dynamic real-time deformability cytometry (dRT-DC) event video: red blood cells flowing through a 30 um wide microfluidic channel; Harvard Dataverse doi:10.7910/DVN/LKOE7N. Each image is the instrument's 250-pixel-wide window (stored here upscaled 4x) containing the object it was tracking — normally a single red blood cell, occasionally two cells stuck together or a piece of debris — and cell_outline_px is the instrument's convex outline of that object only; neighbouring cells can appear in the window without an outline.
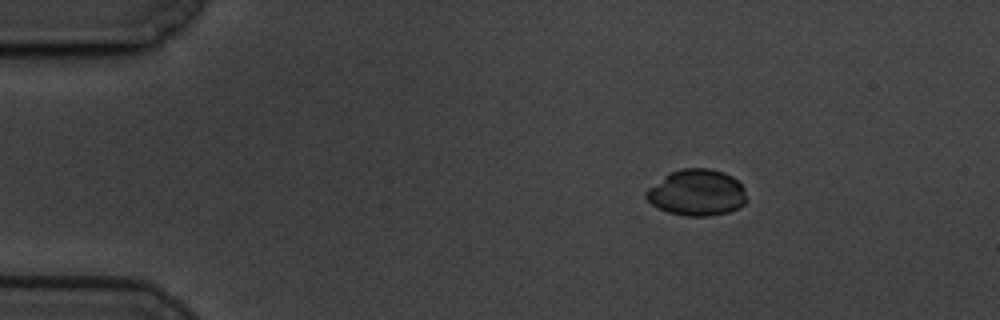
{"species": "common noctule bat (a hibernating species)", "species_latin": "Nyctalus noctula", "temperature_condition": "cold", "stored_images_in_passage": 59, "camera_frame_rate_fps": 3000, "um_per_image_px": 0.085, "animal": {"sex": "male", "body_mass_g": 19.5, "forearm_length_mm": 54.6}, "frame": {"image": 1, "passage_image": 9, "time_ms": 2.667, "image_size_px": [1000, 320], "cell_outline_px": [[748, 200], [740, 208], [728, 212], [708, 216], [684, 216], [668, 212], [652, 204], [644, 196], [644, 192], [648, 188], [664, 176], [680, 168], [708, 168], [724, 172], [732, 176], [744, 188]], "centroid_in_image_um": [59.25, 16.38], "position_along_channel_um": 25.8, "area_um2": 27.22}}
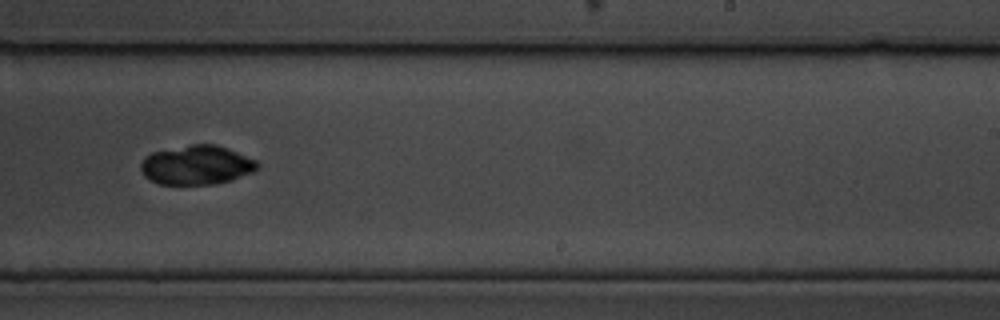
{"frame": {"image": 2, "passage_image": 37, "time_ms": 12.0, "image_size_px": [1000, 320], "cell_outline_px": [[260, 164], [252, 172], [232, 180], [216, 184], [160, 184], [148, 180], [144, 176], [140, 168], [140, 164], [144, 156], [152, 152], [192, 144], [216, 144], [228, 148], [256, 160]], "centroid_in_image_um": [16.69, 14.03], "position_along_channel_um": 272.3, "area_um2": 26.76}}
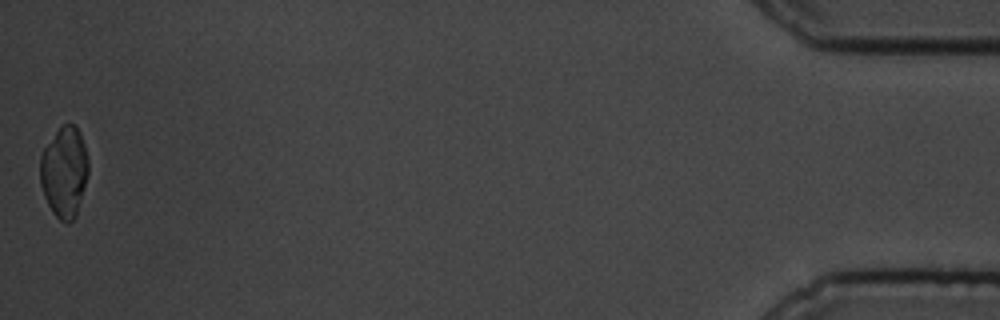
{"frame": {"image": 3, "passage_image": 59, "time_ms": 19.333, "image_size_px": [1000, 320], "cell_outline_px": [[88, 172], [76, 216], [68, 224], [60, 220], [52, 212], [44, 196], [40, 184], [40, 156], [44, 148], [56, 132], [64, 124], [72, 124], [80, 132], [88, 156]], "centroid_in_image_um": [5.46, 14.63], "position_along_channel_um": 429.7, "area_um2": 25.32}, "authors_computed_cell_mechanics": {"area_um2": 26.8192, "velocity_mm_per_s": 3.3798, "shape_relaxation_time_tau1_ms": 2.8482, "shape_relaxation_time_tau2_ms": 3.7136, "deformation_change_tau1": 0.07, "deformation_change_tau2": 0.0314}}